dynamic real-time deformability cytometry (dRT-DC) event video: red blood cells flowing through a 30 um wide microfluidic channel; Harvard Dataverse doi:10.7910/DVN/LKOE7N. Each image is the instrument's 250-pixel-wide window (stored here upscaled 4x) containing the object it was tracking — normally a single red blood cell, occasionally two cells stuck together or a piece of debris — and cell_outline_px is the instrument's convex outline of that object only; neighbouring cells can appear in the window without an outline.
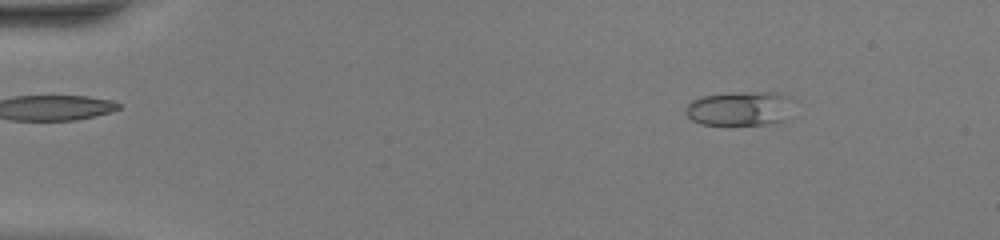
{"species": "common noctule bat (a hibernating species)", "species_latin": "Nyctalus noctula", "temperature_condition": "warm", "stored_images_in_passage": 49, "camera_frame_rate_fps": 3000, "um_per_image_px": 0.085, "animal": {"sex": "female", "body_mass_g": 20.0, "forearm_length_mm": 54.0}, "frame": {"image": 1, "passage_image": 6, "time_ms": 1.667, "image_size_px": [1000, 240], "cell_outline_px": [[796, 100], [788, 120], [768, 124], [700, 124], [692, 120], [684, 112], [684, 108], [692, 100], [704, 96], [732, 92], [776, 92], [788, 96]], "centroid_in_image_um": [62.97, 9.21], "position_along_channel_um": 22.0, "area_um2": 22.08}}
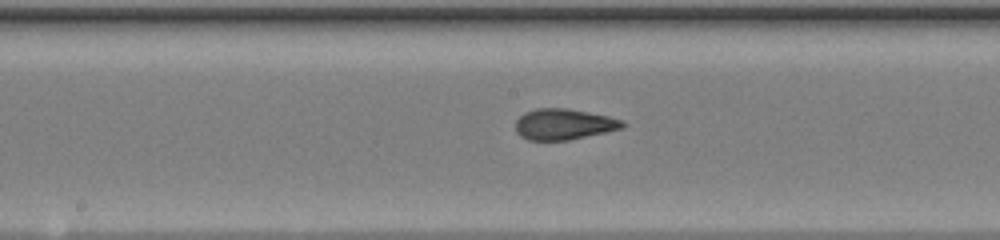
{"frame": {"image": 2, "passage_image": 26, "time_ms": 8.333, "image_size_px": [1000, 240], "cell_outline_px": [[628, 124], [624, 128], [568, 140], [528, 140], [520, 136], [516, 132], [516, 120], [524, 112], [536, 108], [568, 108], [608, 116], [620, 120]], "centroid_in_image_um": [47.91, 10.55], "position_along_channel_um": 200.3, "area_um2": 19.31}}
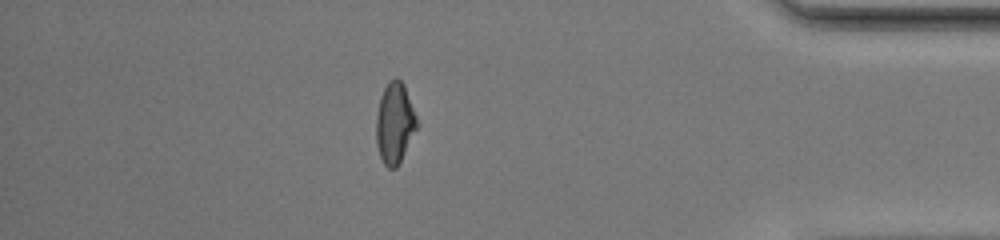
{"frame": {"image": 3, "passage_image": 43, "time_ms": 14.0, "image_size_px": [1000, 240], "cell_outline_px": [[420, 124], [396, 168], [388, 168], [384, 164], [380, 156], [376, 144], [376, 112], [380, 96], [388, 80], [396, 76], [404, 84]], "centroid_in_image_um": [33.56, 10.43], "position_along_channel_um": 401.6, "area_um2": 19.54}, "authors_computed_cell_mechanics": {"area_um2": 19.4208, "velocity_mm_per_s": 4.1601, "shape_relaxation_time_tau1_ms": 3.572, "shape_relaxation_time_tau2_ms": 0.7631, "deformation_change_tau1": 0.1958, "deformation_change_tau2": 0.0794}}